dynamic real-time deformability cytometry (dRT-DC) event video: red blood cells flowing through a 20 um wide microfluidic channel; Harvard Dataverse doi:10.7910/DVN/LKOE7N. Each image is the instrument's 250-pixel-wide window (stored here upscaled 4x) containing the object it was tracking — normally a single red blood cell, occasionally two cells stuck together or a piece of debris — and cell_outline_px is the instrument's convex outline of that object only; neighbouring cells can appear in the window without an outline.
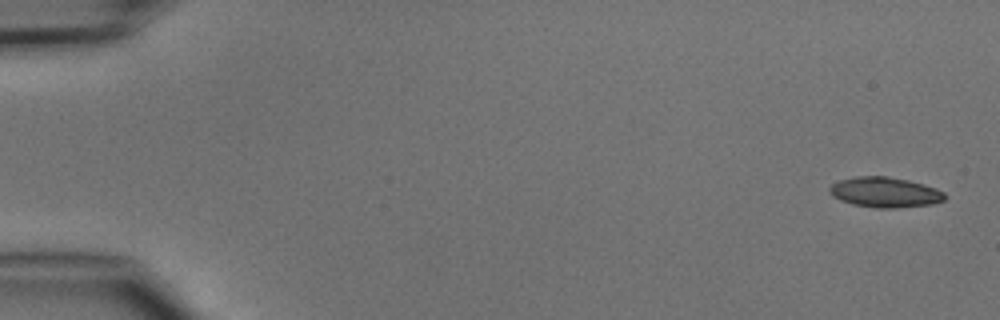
{"species": "common noctule bat (a hibernating species)", "species_latin": "Nyctalus noctula", "temperature_condition": "cold", "stored_images_in_passage": 5, "segment_of_instrument_passage": [1, 2], "camera_frame_rate_fps": 3000, "um_per_image_px": 0.085, "animal": {"sex": "male", "body_mass_g": 15.6}, "frame": {"image": 1, "passage_image": 1, "time_ms": 0.0, "image_size_px": [1000, 320], "cell_outline_px": [[948, 196], [944, 200], [932, 204], [896, 208], [876, 208], [852, 204], [840, 200], [832, 196], [828, 192], [828, 188], [832, 184], [840, 180], [856, 176], [888, 176], [908, 180], [924, 184], [936, 188], [944, 192]], "centroid_in_image_um": [75.22, 16.34], "position_along_channel_um": 9.8, "area_um2": 20.52}}